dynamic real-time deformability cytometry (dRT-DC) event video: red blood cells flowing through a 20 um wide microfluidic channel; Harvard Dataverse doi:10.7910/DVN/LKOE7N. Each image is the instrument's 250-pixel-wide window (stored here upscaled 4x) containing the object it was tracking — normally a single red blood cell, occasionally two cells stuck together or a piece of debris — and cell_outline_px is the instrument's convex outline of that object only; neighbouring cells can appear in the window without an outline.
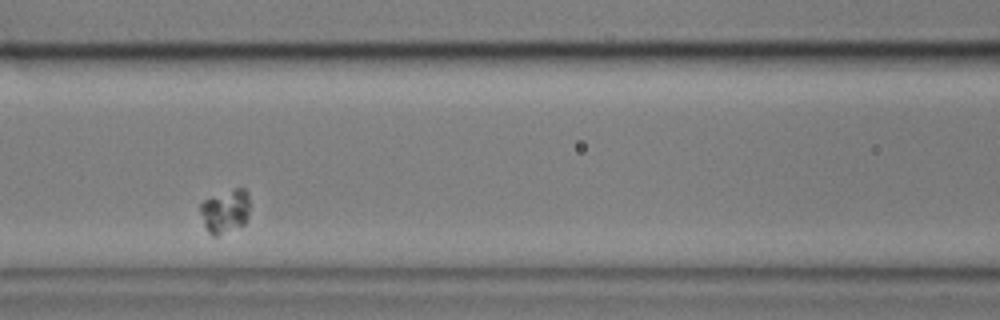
{"species": "common noctule bat (a hibernating species)", "species_latin": "Nyctalus noctula", "temperature_condition": "cold", "stored_images_in_passage": 39, "camera_frame_rate_fps": 3000, "um_per_image_px": 0.085, "animal": {"sex": "male", "body_mass_g": 17.9}, "frame": {"image": 1, "passage_image": 14, "time_ms": 4.333, "image_size_px": [1000, 320], "cell_outline_px": [[248, 216], [244, 224], [216, 236], [212, 236], [208, 232], [204, 224], [200, 212], [200, 204], [204, 200], [236, 188], [244, 188], [248, 192]], "centroid_in_image_um": [19.14, 17.96], "position_along_channel_um": 147.5, "area_um2": 12.31}}
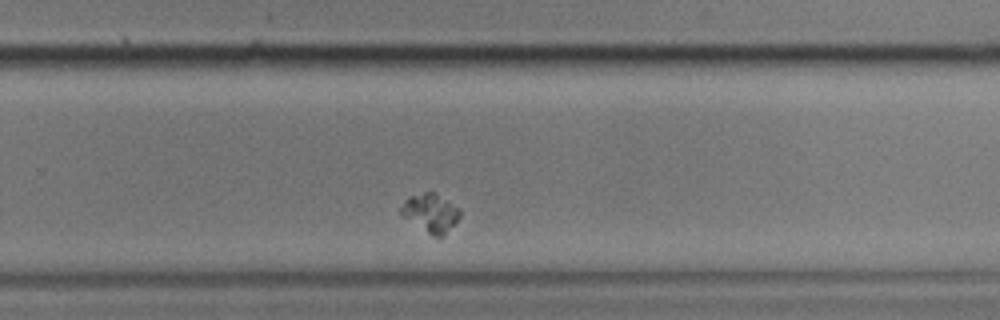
{"frame": {"image": 2, "passage_image": 28, "time_ms": 9.0, "image_size_px": [1000, 320], "cell_outline_px": [[460, 216], [444, 236], [432, 236], [404, 216], [400, 212], [400, 208], [408, 196], [424, 192], [436, 192], [460, 208]], "centroid_in_image_um": [36.63, 18.07], "position_along_channel_um": 293.2, "area_um2": 13.06}}
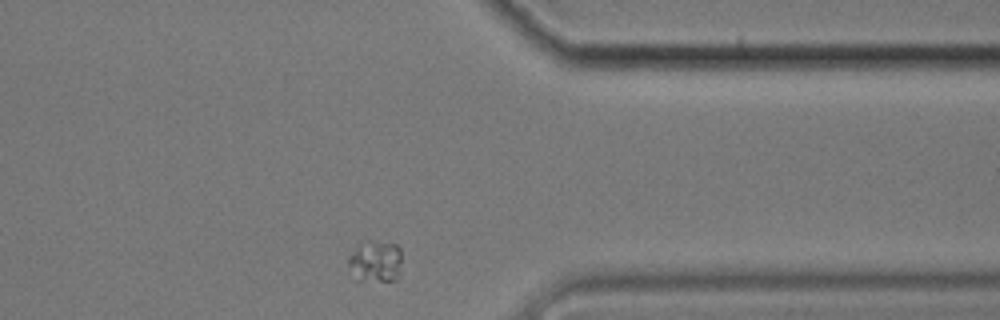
{"frame": {"image": 3, "passage_image": 37, "time_ms": 12.0, "image_size_px": [1000, 320], "cell_outline_px": [[400, 276], [396, 280], [352, 280], [348, 264], [348, 256], [356, 244], [360, 240], [372, 240], [396, 244], [400, 248]], "centroid_in_image_um": [31.85, 22.19], "position_along_channel_um": 379.6, "area_um2": 13.58}}